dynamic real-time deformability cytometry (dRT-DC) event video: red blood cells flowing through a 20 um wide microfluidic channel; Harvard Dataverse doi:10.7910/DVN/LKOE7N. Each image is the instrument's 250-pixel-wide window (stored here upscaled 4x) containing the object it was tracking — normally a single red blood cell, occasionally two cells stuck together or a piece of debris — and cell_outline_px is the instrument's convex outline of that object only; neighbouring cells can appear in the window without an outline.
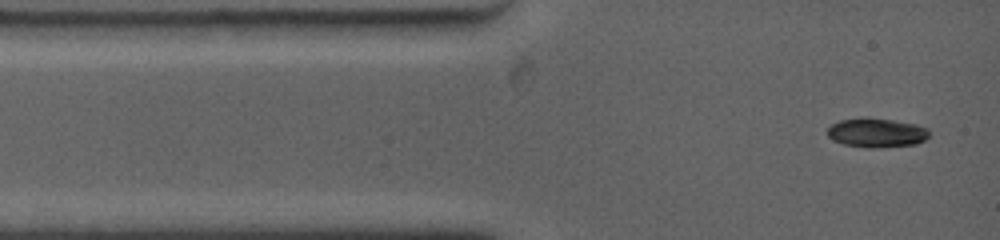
{"species": "common noctule bat (a hibernating species)", "species_latin": "Nyctalus noctula", "temperature_condition": "warm", "stored_images_in_passage": 61, "camera_frame_rate_fps": 4500, "um_per_image_px": 0.085, "animal": {"sex": "female", "body_mass_g": 19.0, "forearm_length_mm": 53.3}, "frame": {"image": 1, "passage_image": 1, "time_ms": 0.0, "image_size_px": [1000, 240], "cell_outline_px": [[928, 136], [924, 140], [916, 144], [868, 148], [844, 144], [832, 140], [828, 136], [828, 128], [832, 124], [840, 120], [892, 120], [916, 124], [928, 128]], "centroid_in_image_um": [74.53, 11.32], "position_along_channel_um": 10.5, "area_um2": 16.59}}
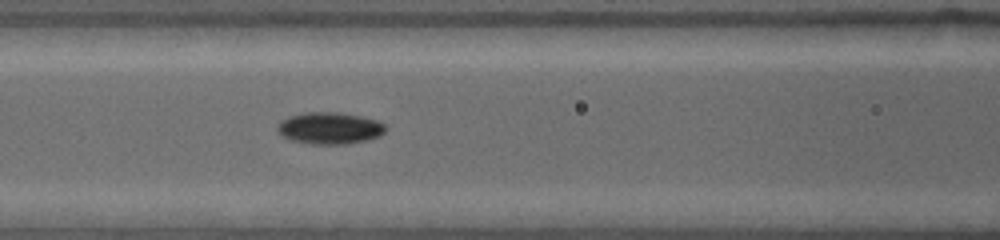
{"frame": {"image": 2, "passage_image": 16, "time_ms": 4.222, "image_size_px": [1000, 240], "cell_outline_px": [[384, 132], [380, 136], [368, 140], [344, 144], [312, 144], [292, 140], [284, 136], [280, 132], [280, 124], [288, 116], [308, 112], [332, 112], [356, 116], [376, 120], [384, 124]], "centroid_in_image_um": [28.06, 10.9], "position_along_channel_um": 138.5, "area_um2": 19.42}}
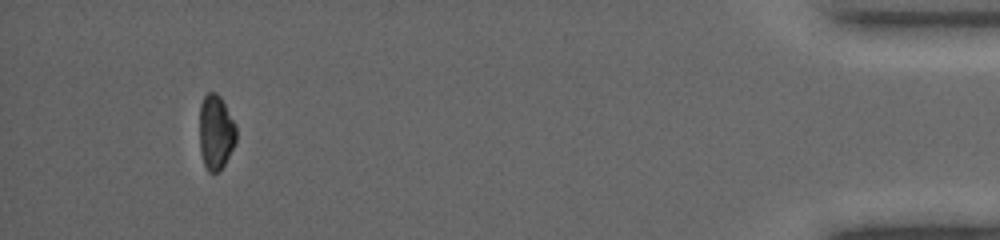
{"frame": {"image": 3, "passage_image": 53, "time_ms": 14.0, "image_size_px": [1000, 240], "cell_outline_px": [[236, 144], [224, 164], [216, 172], [208, 172], [204, 164], [200, 152], [200, 104], [204, 96], [208, 92], [216, 92], [220, 96], [236, 124]], "centroid_in_image_um": [18.35, 11.22], "position_along_channel_um": 416.8, "area_um2": 16.07}, "authors_computed_cell_mechanics": {"area_um2": 17.34, "velocity_mm_per_s": 3.8522, "shape_relaxation_time_tau1_ms": 2.7421, "shape_relaxation_time_tau2_ms": 5.1816, "deformation_change_tau1": 0.1482, "deformation_change_tau2": 0.0273}}